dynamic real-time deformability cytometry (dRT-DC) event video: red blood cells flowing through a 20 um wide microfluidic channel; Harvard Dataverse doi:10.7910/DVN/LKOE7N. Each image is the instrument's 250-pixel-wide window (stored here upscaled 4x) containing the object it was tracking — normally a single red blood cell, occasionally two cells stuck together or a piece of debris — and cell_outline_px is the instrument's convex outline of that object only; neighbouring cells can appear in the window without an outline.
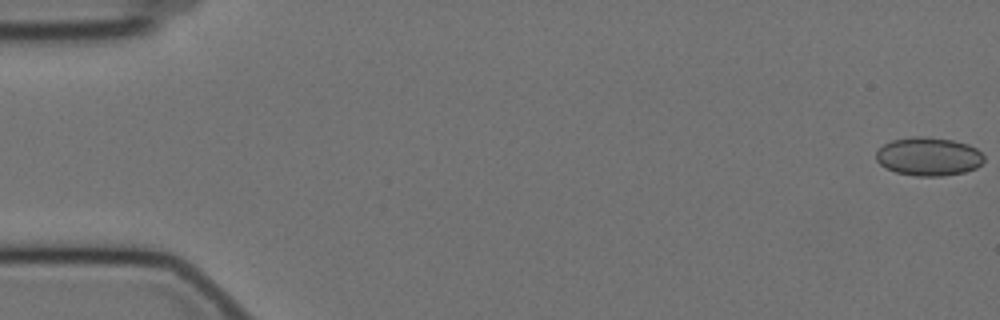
{"species": "Egyptian fruit bat (a non-hibernating species)", "species_latin": "Rousettus aegyptiacus", "temperature_condition": "cold", "stored_images_in_passage": 14, "camera_frame_rate_fps": 3000, "um_per_image_px": 0.085, "animal": {"sex": "female"}, "frame": {"image": 1, "passage_image": 1, "time_ms": 0.0, "image_size_px": [1000, 320], "cell_outline_px": [[984, 160], [976, 168], [964, 172], [944, 176], [916, 176], [896, 172], [884, 168], [876, 160], [876, 152], [884, 144], [892, 140], [912, 136], [924, 136], [952, 140], [968, 144], [976, 148], [984, 156]], "centroid_in_image_um": [78.91, 13.3], "position_along_channel_um": 6.1, "area_um2": 24.28}}